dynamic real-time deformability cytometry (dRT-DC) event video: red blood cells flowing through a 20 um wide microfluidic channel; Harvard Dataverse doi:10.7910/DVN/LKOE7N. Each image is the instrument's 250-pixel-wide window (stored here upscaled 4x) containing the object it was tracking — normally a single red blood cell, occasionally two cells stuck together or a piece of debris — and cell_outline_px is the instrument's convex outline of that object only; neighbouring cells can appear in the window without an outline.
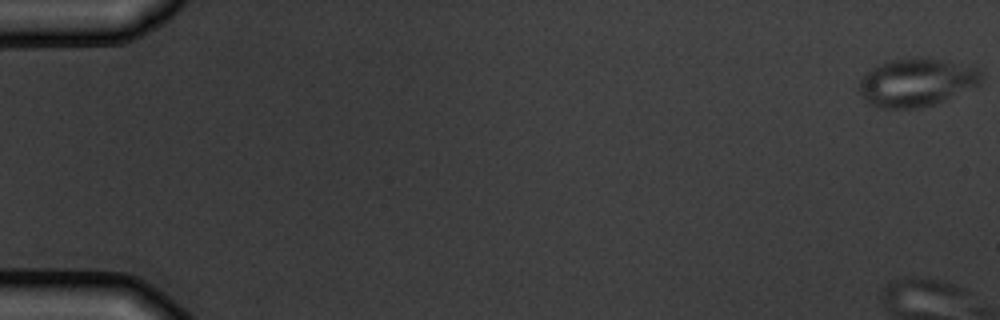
{"species": "common noctule bat (a hibernating species)", "species_latin": "Nyctalus noctula", "temperature_condition": "warm", "stored_images_in_passage": 6, "camera_frame_rate_fps": 3000, "um_per_image_px": 0.085, "animal": {"sex": "male", "body_mass_g": 19.5, "forearm_length_mm": 54.6}, "frame": {"image": 1, "passage_image": 1, "time_ms": 0.0, "image_size_px": [1000, 320], "cell_outline_px": [[984, 76], [980, 84], [944, 100], [920, 108], [880, 108], [864, 100], [860, 92], [860, 80], [864, 72], [880, 64], [892, 60], [944, 60], [980, 68]], "centroid_in_image_um": [77.92, 7.03], "position_along_channel_um": 7.1, "area_um2": 33.58}}